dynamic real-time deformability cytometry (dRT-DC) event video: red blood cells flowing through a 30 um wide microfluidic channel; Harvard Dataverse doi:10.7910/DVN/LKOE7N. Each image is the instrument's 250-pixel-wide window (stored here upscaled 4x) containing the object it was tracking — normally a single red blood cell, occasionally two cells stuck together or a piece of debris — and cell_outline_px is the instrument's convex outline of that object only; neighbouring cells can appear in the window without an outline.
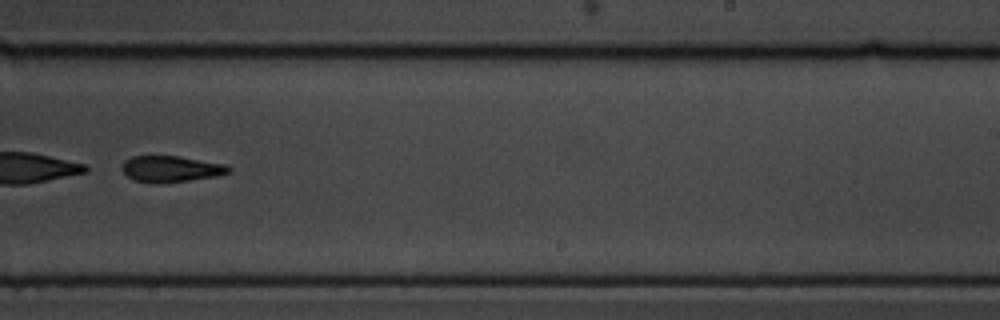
{"species": "common noctule bat (a hibernating species)", "species_latin": "Nyctalus noctula", "temperature_condition": "cold", "stored_images_in_passage": 54, "segment_of_instrument_passage": [2, 2], "camera_frame_rate_fps": 3000, "um_per_image_px": 0.085, "animal": {"sex": "male", "body_mass_g": 19.5, "forearm_length_mm": 54.6}, "frame": {"image": 1, "passage_image": 35, "time_ms": 11.333, "image_size_px": [1000, 320], "cell_outline_px": [[232, 172], [216, 176], [188, 180], [156, 184], [152, 184], [132, 180], [120, 168], [124, 160], [132, 156], [176, 156], [228, 164], [232, 168]], "centroid_in_image_um": [14.53, 14.36], "position_along_channel_um": 274.5, "area_um2": 16.53}}